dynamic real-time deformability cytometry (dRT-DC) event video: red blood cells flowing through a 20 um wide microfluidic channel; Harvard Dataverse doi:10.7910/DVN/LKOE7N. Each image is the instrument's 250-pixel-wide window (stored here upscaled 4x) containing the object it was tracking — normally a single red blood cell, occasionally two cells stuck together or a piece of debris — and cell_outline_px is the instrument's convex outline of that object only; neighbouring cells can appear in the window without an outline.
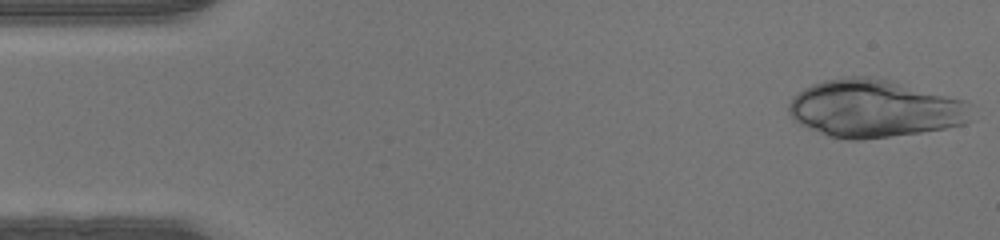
{"species": "human", "species_latin": "Homo sapiens", "temperature_condition": "warm", "stored_images_in_passage": 45, "camera_frame_rate_fps": 3000, "um_per_image_px": 0.085, "donor": {"sex": "male"}, "frame": {"image": 1, "passage_image": 1, "time_ms": 0.0, "image_size_px": [1000, 240], "cell_outline_px": [[976, 120], [964, 124], [944, 128], [920, 132], [860, 140], [844, 140], [828, 136], [808, 128], [800, 124], [788, 112], [788, 104], [792, 96], [804, 88], [812, 84], [824, 80], [844, 76], [868, 76], [888, 80], [968, 100], [972, 104]], "centroid_in_image_um": [74.39, 9.23], "position_along_channel_um": 10.6, "area_um2": 62.14}}